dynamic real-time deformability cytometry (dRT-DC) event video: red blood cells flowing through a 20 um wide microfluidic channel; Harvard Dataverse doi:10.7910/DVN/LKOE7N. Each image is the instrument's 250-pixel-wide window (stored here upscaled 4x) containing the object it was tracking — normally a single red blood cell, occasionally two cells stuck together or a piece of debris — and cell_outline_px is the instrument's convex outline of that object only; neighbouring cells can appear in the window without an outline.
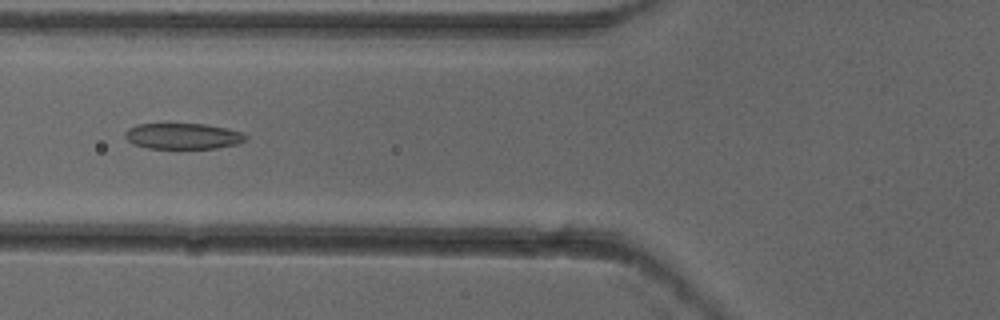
{"species": "common noctule bat (a hibernating species)", "species_latin": "Nyctalus noctula", "temperature_condition": "cold", "stored_images_in_passage": 7, "camera_frame_rate_fps": 3000, "um_per_image_px": 0.085, "animal": {"sex": "female"}, "frame": {"image": 1, "passage_image": 6, "time_ms": 1.667, "image_size_px": [1000, 320], "cell_outline_px": [[248, 140], [236, 144], [216, 148], [148, 148], [132, 144], [124, 136], [124, 132], [128, 128], [136, 124], [168, 120], [204, 124], [228, 128], [244, 132], [248, 136]], "centroid_in_image_um": [15.51, 11.51], "position_along_channel_um": 110.3, "area_um2": 19.36}}
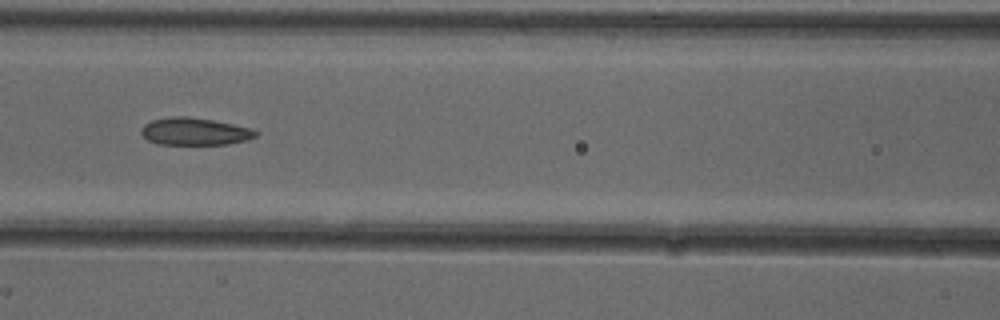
{"frame": {"image": 2, "passage_image": 7, "time_ms": 2.0, "image_size_px": [1000, 320], "cell_outline_px": [[260, 132], [256, 136], [248, 140], [228, 144], [160, 144], [148, 140], [140, 132], [140, 128], [144, 124], [152, 120], [172, 116], [184, 116], [212, 120], [252, 128]], "centroid_in_image_um": [16.56, 11.17], "position_along_channel_um": 150.0, "area_um2": 18.26}}